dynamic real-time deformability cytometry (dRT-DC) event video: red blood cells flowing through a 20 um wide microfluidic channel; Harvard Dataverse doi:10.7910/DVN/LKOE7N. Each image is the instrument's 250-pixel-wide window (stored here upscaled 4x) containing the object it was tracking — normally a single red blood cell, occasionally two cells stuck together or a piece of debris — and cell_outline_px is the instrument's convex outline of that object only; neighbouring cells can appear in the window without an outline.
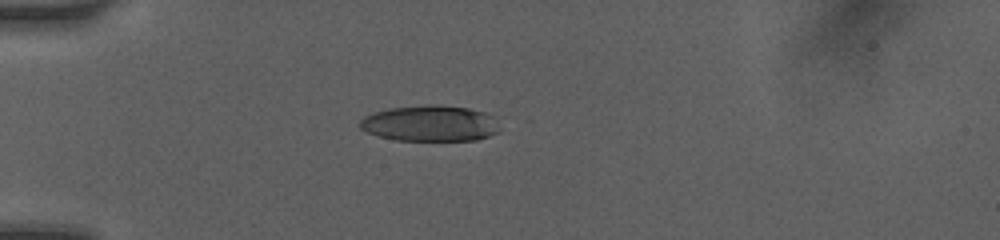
{"species": "human", "species_latin": "Homo sapiens", "temperature_condition": "room temperature", "stored_images_in_passage": 20, "camera_frame_rate_fps": 3000, "um_per_image_px": 0.085, "donor": {"sex": "female"}, "frame": {"image": 1, "passage_image": 9, "time_ms": 3.667, "image_size_px": [1000, 240], "cell_outline_px": [[496, 132], [488, 136], [476, 140], [396, 140], [380, 136], [368, 132], [360, 128], [360, 120], [364, 116], [372, 112], [388, 108], [428, 104], [436, 104], [468, 108], [484, 112], [492, 116]], "centroid_in_image_um": [36.48, 10.47], "position_along_channel_um": 48.5, "area_um2": 28.96}}
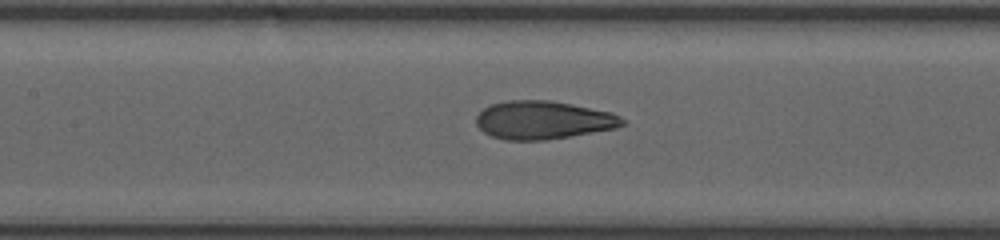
{"frame": {"image": 2, "passage_image": 17, "time_ms": 7.0, "image_size_px": [1000, 240], "cell_outline_px": [[628, 124], [616, 128], [544, 140], [504, 140], [492, 136], [484, 132], [476, 124], [476, 116], [484, 108], [492, 104], [508, 100], [548, 100], [572, 104], [612, 112], [620, 116]], "centroid_in_image_um": [46.18, 10.2], "position_along_channel_um": 161.2, "area_um2": 32.48}}
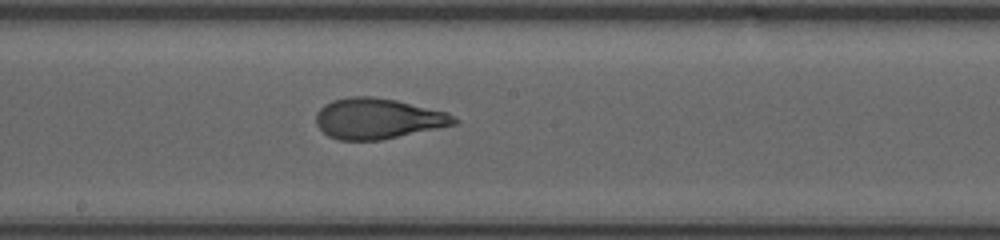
{"frame": {"image": 3, "passage_image": 20, "time_ms": 8.333, "image_size_px": [1000, 240], "cell_outline_px": [[460, 120], [456, 124], [380, 140], [340, 140], [328, 136], [316, 124], [316, 112], [324, 104], [332, 100], [348, 96], [372, 96], [396, 100], [448, 112], [456, 116]], "centroid_in_image_um": [32.11, 10.07], "position_along_channel_um": 216.1, "area_um2": 32.77}}